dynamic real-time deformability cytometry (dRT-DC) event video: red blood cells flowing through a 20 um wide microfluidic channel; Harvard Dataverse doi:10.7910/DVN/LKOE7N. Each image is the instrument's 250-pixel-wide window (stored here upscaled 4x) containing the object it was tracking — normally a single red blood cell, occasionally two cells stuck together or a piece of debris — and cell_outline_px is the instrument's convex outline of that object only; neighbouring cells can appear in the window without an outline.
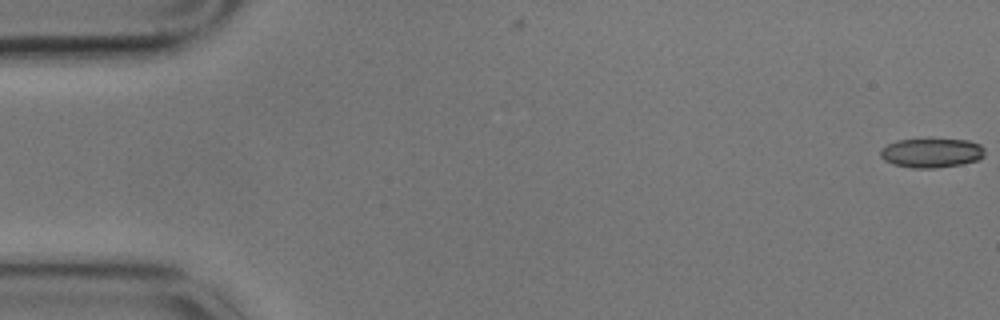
{"species": "common noctule bat (a hibernating species)", "species_latin": "Nyctalus noctula", "temperature_condition": "cold", "stored_images_in_passage": 59, "camera_frame_rate_fps": 3000, "um_per_image_px": 0.085, "animal": {"sex": "male", "body_mass_g": 17.9}, "frame": {"image": 1, "passage_image": 1, "time_ms": 0.0, "image_size_px": [1000, 320], "cell_outline_px": [[984, 156], [976, 160], [960, 164], [936, 168], [912, 168], [892, 164], [884, 160], [880, 156], [880, 148], [896, 140], [968, 140], [980, 144], [984, 148]], "centroid_in_image_um": [79.14, 13.0], "position_along_channel_um": 5.9, "area_um2": 17.69}}
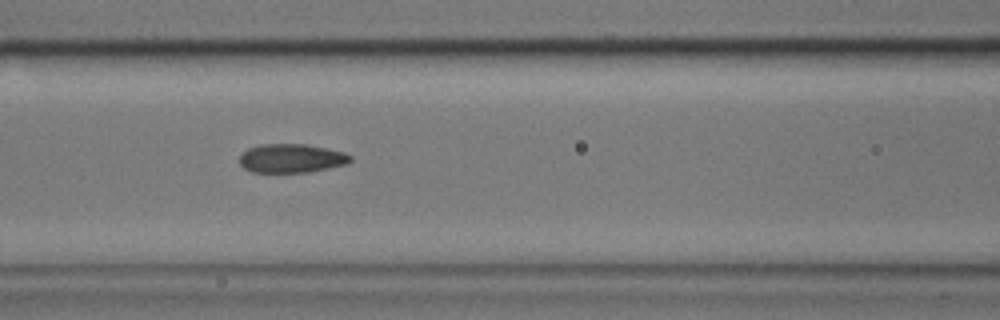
{"frame": {"image": 2, "passage_image": 25, "time_ms": 8.0, "image_size_px": [1000, 320], "cell_outline_px": [[352, 160], [348, 164], [308, 172], [252, 172], [244, 168], [240, 164], [240, 156], [248, 148], [260, 144], [308, 144], [344, 152], [352, 156]], "centroid_in_image_um": [24.79, 13.45], "position_along_channel_um": 141.8, "area_um2": 18.67}}
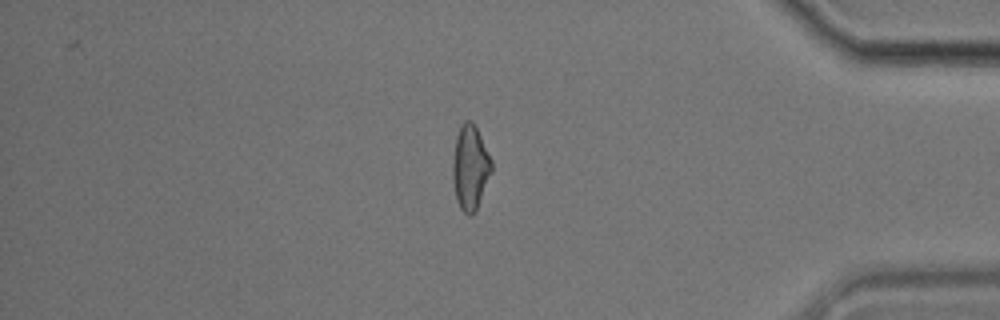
{"frame": {"image": 3, "passage_image": 50, "time_ms": 16.333, "image_size_px": [1000, 320], "cell_outline_px": [[492, 172], [476, 212], [472, 216], [468, 216], [460, 208], [456, 200], [452, 180], [452, 164], [456, 136], [460, 124], [464, 120], [472, 120], [492, 160]], "centroid_in_image_um": [39.96, 14.27], "position_along_channel_um": 395.2, "area_um2": 19.48}, "authors_computed_cell_mechanics": {"area_um2": 19.1896, "velocity_mm_per_s": 3.422, "shape_relaxation_time_tau1_ms": 5.9992, "shape_relaxation_time_tau2_ms": 2.1767, "deformation_change_tau1": 0.137, "deformation_change_tau2": 0.088}}